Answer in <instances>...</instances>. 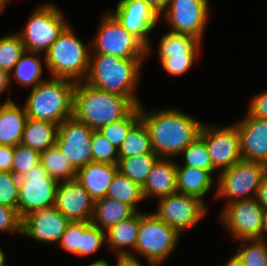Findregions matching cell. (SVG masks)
Returning <instances> with one entry per match:
<instances>
[{"instance_id":"1","label":"cell","mask_w":267,"mask_h":266,"mask_svg":"<svg viewBox=\"0 0 267 266\" xmlns=\"http://www.w3.org/2000/svg\"><path fill=\"white\" fill-rule=\"evenodd\" d=\"M139 111L140 119L149 130L152 150L160 158L179 156L200 135L203 123L181 110L146 113L140 104Z\"/></svg>"},{"instance_id":"2","label":"cell","mask_w":267,"mask_h":266,"mask_svg":"<svg viewBox=\"0 0 267 266\" xmlns=\"http://www.w3.org/2000/svg\"><path fill=\"white\" fill-rule=\"evenodd\" d=\"M140 104L139 99H127L79 81L74 89L72 116L99 131L107 124L127 117Z\"/></svg>"},{"instance_id":"3","label":"cell","mask_w":267,"mask_h":266,"mask_svg":"<svg viewBox=\"0 0 267 266\" xmlns=\"http://www.w3.org/2000/svg\"><path fill=\"white\" fill-rule=\"evenodd\" d=\"M145 59H121L113 55L91 53L89 70L84 80L88 85L115 93L127 99H137L134 94Z\"/></svg>"},{"instance_id":"4","label":"cell","mask_w":267,"mask_h":266,"mask_svg":"<svg viewBox=\"0 0 267 266\" xmlns=\"http://www.w3.org/2000/svg\"><path fill=\"white\" fill-rule=\"evenodd\" d=\"M76 82L52 78L31 89L24 105L28 118L60 125L73 115V94Z\"/></svg>"},{"instance_id":"5","label":"cell","mask_w":267,"mask_h":266,"mask_svg":"<svg viewBox=\"0 0 267 266\" xmlns=\"http://www.w3.org/2000/svg\"><path fill=\"white\" fill-rule=\"evenodd\" d=\"M90 52L68 25L43 55V61L52 78L79 82L88 74Z\"/></svg>"},{"instance_id":"6","label":"cell","mask_w":267,"mask_h":266,"mask_svg":"<svg viewBox=\"0 0 267 266\" xmlns=\"http://www.w3.org/2000/svg\"><path fill=\"white\" fill-rule=\"evenodd\" d=\"M180 234L154 213L140 212V226L134 251L151 266H158L175 249Z\"/></svg>"},{"instance_id":"7","label":"cell","mask_w":267,"mask_h":266,"mask_svg":"<svg viewBox=\"0 0 267 266\" xmlns=\"http://www.w3.org/2000/svg\"><path fill=\"white\" fill-rule=\"evenodd\" d=\"M68 25L57 6L43 4L34 10L18 34L25 51L45 54Z\"/></svg>"},{"instance_id":"8","label":"cell","mask_w":267,"mask_h":266,"mask_svg":"<svg viewBox=\"0 0 267 266\" xmlns=\"http://www.w3.org/2000/svg\"><path fill=\"white\" fill-rule=\"evenodd\" d=\"M91 45L94 53L113 55L121 59H145L148 56L147 47L129 33L110 12L102 17Z\"/></svg>"},{"instance_id":"9","label":"cell","mask_w":267,"mask_h":266,"mask_svg":"<svg viewBox=\"0 0 267 266\" xmlns=\"http://www.w3.org/2000/svg\"><path fill=\"white\" fill-rule=\"evenodd\" d=\"M266 175V165L241 160L219 173L215 197H227L226 203L255 198L257 189Z\"/></svg>"},{"instance_id":"10","label":"cell","mask_w":267,"mask_h":266,"mask_svg":"<svg viewBox=\"0 0 267 266\" xmlns=\"http://www.w3.org/2000/svg\"><path fill=\"white\" fill-rule=\"evenodd\" d=\"M59 182L51 178L41 163L19 179L18 215L53 207Z\"/></svg>"},{"instance_id":"11","label":"cell","mask_w":267,"mask_h":266,"mask_svg":"<svg viewBox=\"0 0 267 266\" xmlns=\"http://www.w3.org/2000/svg\"><path fill=\"white\" fill-rule=\"evenodd\" d=\"M263 210L255 198L238 200L226 203L220 218L234 239H261Z\"/></svg>"},{"instance_id":"12","label":"cell","mask_w":267,"mask_h":266,"mask_svg":"<svg viewBox=\"0 0 267 266\" xmlns=\"http://www.w3.org/2000/svg\"><path fill=\"white\" fill-rule=\"evenodd\" d=\"M93 131L73 116L58 125L55 145L76 171L92 162Z\"/></svg>"},{"instance_id":"13","label":"cell","mask_w":267,"mask_h":266,"mask_svg":"<svg viewBox=\"0 0 267 266\" xmlns=\"http://www.w3.org/2000/svg\"><path fill=\"white\" fill-rule=\"evenodd\" d=\"M207 213L205 203L197 197L174 193L159 198L155 215L179 233L194 227Z\"/></svg>"},{"instance_id":"14","label":"cell","mask_w":267,"mask_h":266,"mask_svg":"<svg viewBox=\"0 0 267 266\" xmlns=\"http://www.w3.org/2000/svg\"><path fill=\"white\" fill-rule=\"evenodd\" d=\"M199 136L205 141L215 170L221 172L243 160L239 133L235 124L218 129L203 123Z\"/></svg>"},{"instance_id":"15","label":"cell","mask_w":267,"mask_h":266,"mask_svg":"<svg viewBox=\"0 0 267 266\" xmlns=\"http://www.w3.org/2000/svg\"><path fill=\"white\" fill-rule=\"evenodd\" d=\"M208 0H170L163 19L171 25V32L187 34L202 42L209 16Z\"/></svg>"},{"instance_id":"16","label":"cell","mask_w":267,"mask_h":266,"mask_svg":"<svg viewBox=\"0 0 267 266\" xmlns=\"http://www.w3.org/2000/svg\"><path fill=\"white\" fill-rule=\"evenodd\" d=\"M115 11H109L131 34L138 38L150 53L149 33L156 27L159 15L144 0H119Z\"/></svg>"},{"instance_id":"17","label":"cell","mask_w":267,"mask_h":266,"mask_svg":"<svg viewBox=\"0 0 267 266\" xmlns=\"http://www.w3.org/2000/svg\"><path fill=\"white\" fill-rule=\"evenodd\" d=\"M70 221L56 208L30 212L22 218L21 234L43 243L60 241Z\"/></svg>"},{"instance_id":"18","label":"cell","mask_w":267,"mask_h":266,"mask_svg":"<svg viewBox=\"0 0 267 266\" xmlns=\"http://www.w3.org/2000/svg\"><path fill=\"white\" fill-rule=\"evenodd\" d=\"M56 207L70 222L91 221L94 201L77 179L59 182Z\"/></svg>"},{"instance_id":"19","label":"cell","mask_w":267,"mask_h":266,"mask_svg":"<svg viewBox=\"0 0 267 266\" xmlns=\"http://www.w3.org/2000/svg\"><path fill=\"white\" fill-rule=\"evenodd\" d=\"M243 160L267 166V120L247 115L235 124Z\"/></svg>"},{"instance_id":"20","label":"cell","mask_w":267,"mask_h":266,"mask_svg":"<svg viewBox=\"0 0 267 266\" xmlns=\"http://www.w3.org/2000/svg\"><path fill=\"white\" fill-rule=\"evenodd\" d=\"M117 171L118 165L91 162L76 171V179L96 202L106 197Z\"/></svg>"},{"instance_id":"21","label":"cell","mask_w":267,"mask_h":266,"mask_svg":"<svg viewBox=\"0 0 267 266\" xmlns=\"http://www.w3.org/2000/svg\"><path fill=\"white\" fill-rule=\"evenodd\" d=\"M144 198L158 199L177 193L176 163L172 158H160L149 172L142 185Z\"/></svg>"},{"instance_id":"22","label":"cell","mask_w":267,"mask_h":266,"mask_svg":"<svg viewBox=\"0 0 267 266\" xmlns=\"http://www.w3.org/2000/svg\"><path fill=\"white\" fill-rule=\"evenodd\" d=\"M139 226L140 211H137L131 217L122 220L117 225H113L105 231L106 244H108L111 249L113 248L112 250L116 252V256L140 262L133 252L131 254V252L127 250V247L132 250L135 249Z\"/></svg>"},{"instance_id":"23","label":"cell","mask_w":267,"mask_h":266,"mask_svg":"<svg viewBox=\"0 0 267 266\" xmlns=\"http://www.w3.org/2000/svg\"><path fill=\"white\" fill-rule=\"evenodd\" d=\"M24 106L19 107L11 98L0 104V145L16 146L21 143L27 121Z\"/></svg>"},{"instance_id":"24","label":"cell","mask_w":267,"mask_h":266,"mask_svg":"<svg viewBox=\"0 0 267 266\" xmlns=\"http://www.w3.org/2000/svg\"><path fill=\"white\" fill-rule=\"evenodd\" d=\"M177 193L194 196L204 202L202 197L212 189L213 179L209 171L176 164Z\"/></svg>"},{"instance_id":"25","label":"cell","mask_w":267,"mask_h":266,"mask_svg":"<svg viewBox=\"0 0 267 266\" xmlns=\"http://www.w3.org/2000/svg\"><path fill=\"white\" fill-rule=\"evenodd\" d=\"M135 212L129 205L109 197H103L101 200L94 202L91 223L106 231L111 226L131 217Z\"/></svg>"},{"instance_id":"26","label":"cell","mask_w":267,"mask_h":266,"mask_svg":"<svg viewBox=\"0 0 267 266\" xmlns=\"http://www.w3.org/2000/svg\"><path fill=\"white\" fill-rule=\"evenodd\" d=\"M57 134V124L27 118L21 144L41 153L55 145Z\"/></svg>"},{"instance_id":"27","label":"cell","mask_w":267,"mask_h":266,"mask_svg":"<svg viewBox=\"0 0 267 266\" xmlns=\"http://www.w3.org/2000/svg\"><path fill=\"white\" fill-rule=\"evenodd\" d=\"M159 58H169L172 55H198L201 41L194 36L167 32L160 39Z\"/></svg>"},{"instance_id":"28","label":"cell","mask_w":267,"mask_h":266,"mask_svg":"<svg viewBox=\"0 0 267 266\" xmlns=\"http://www.w3.org/2000/svg\"><path fill=\"white\" fill-rule=\"evenodd\" d=\"M106 197L129 205L136 212L138 211L137 204L145 199L142 186L132 181L119 170L116 172L112 183L108 187Z\"/></svg>"},{"instance_id":"29","label":"cell","mask_w":267,"mask_h":266,"mask_svg":"<svg viewBox=\"0 0 267 266\" xmlns=\"http://www.w3.org/2000/svg\"><path fill=\"white\" fill-rule=\"evenodd\" d=\"M143 154H156L151 147L147 126L140 119L128 132L127 137L118 149L119 158L134 157Z\"/></svg>"},{"instance_id":"30","label":"cell","mask_w":267,"mask_h":266,"mask_svg":"<svg viewBox=\"0 0 267 266\" xmlns=\"http://www.w3.org/2000/svg\"><path fill=\"white\" fill-rule=\"evenodd\" d=\"M40 163L49 176L57 182L76 179V170L56 145L40 153Z\"/></svg>"},{"instance_id":"31","label":"cell","mask_w":267,"mask_h":266,"mask_svg":"<svg viewBox=\"0 0 267 266\" xmlns=\"http://www.w3.org/2000/svg\"><path fill=\"white\" fill-rule=\"evenodd\" d=\"M160 159L157 154H143L134 157L119 158L118 170L132 181L143 185L153 168Z\"/></svg>"},{"instance_id":"32","label":"cell","mask_w":267,"mask_h":266,"mask_svg":"<svg viewBox=\"0 0 267 266\" xmlns=\"http://www.w3.org/2000/svg\"><path fill=\"white\" fill-rule=\"evenodd\" d=\"M36 56H35V55ZM29 55V56H27ZM42 61L40 57L34 52L25 51L18 63L14 67V77L21 85L29 86L33 85L32 88L37 86L39 83L45 81L41 78L42 74Z\"/></svg>"},{"instance_id":"33","label":"cell","mask_w":267,"mask_h":266,"mask_svg":"<svg viewBox=\"0 0 267 266\" xmlns=\"http://www.w3.org/2000/svg\"><path fill=\"white\" fill-rule=\"evenodd\" d=\"M24 52V45L18 32L0 37V69L10 74V81L12 71Z\"/></svg>"},{"instance_id":"34","label":"cell","mask_w":267,"mask_h":266,"mask_svg":"<svg viewBox=\"0 0 267 266\" xmlns=\"http://www.w3.org/2000/svg\"><path fill=\"white\" fill-rule=\"evenodd\" d=\"M241 247L237 248L234 256L245 266H267V241L261 239L241 240ZM246 241V242H245ZM247 242H250L247 246Z\"/></svg>"},{"instance_id":"35","label":"cell","mask_w":267,"mask_h":266,"mask_svg":"<svg viewBox=\"0 0 267 266\" xmlns=\"http://www.w3.org/2000/svg\"><path fill=\"white\" fill-rule=\"evenodd\" d=\"M140 120L139 106H137L127 117L107 124L99 132L117 149L127 137L130 129Z\"/></svg>"},{"instance_id":"36","label":"cell","mask_w":267,"mask_h":266,"mask_svg":"<svg viewBox=\"0 0 267 266\" xmlns=\"http://www.w3.org/2000/svg\"><path fill=\"white\" fill-rule=\"evenodd\" d=\"M179 155L184 156L183 158L185 159V162H183V166L204 169L211 174L216 171L213 168L205 141L200 136H198Z\"/></svg>"},{"instance_id":"37","label":"cell","mask_w":267,"mask_h":266,"mask_svg":"<svg viewBox=\"0 0 267 266\" xmlns=\"http://www.w3.org/2000/svg\"><path fill=\"white\" fill-rule=\"evenodd\" d=\"M40 163V152L31 149L23 144L14 146V155L12 161V173L21 178L32 167Z\"/></svg>"},{"instance_id":"38","label":"cell","mask_w":267,"mask_h":266,"mask_svg":"<svg viewBox=\"0 0 267 266\" xmlns=\"http://www.w3.org/2000/svg\"><path fill=\"white\" fill-rule=\"evenodd\" d=\"M92 162L117 165L119 161L118 149L112 145L99 131L91 135Z\"/></svg>"},{"instance_id":"39","label":"cell","mask_w":267,"mask_h":266,"mask_svg":"<svg viewBox=\"0 0 267 266\" xmlns=\"http://www.w3.org/2000/svg\"><path fill=\"white\" fill-rule=\"evenodd\" d=\"M105 243V231L93 225L91 221H83V235H81V256L95 253Z\"/></svg>"},{"instance_id":"40","label":"cell","mask_w":267,"mask_h":266,"mask_svg":"<svg viewBox=\"0 0 267 266\" xmlns=\"http://www.w3.org/2000/svg\"><path fill=\"white\" fill-rule=\"evenodd\" d=\"M19 179L12 172H0V204L14 208L17 213Z\"/></svg>"},{"instance_id":"41","label":"cell","mask_w":267,"mask_h":266,"mask_svg":"<svg viewBox=\"0 0 267 266\" xmlns=\"http://www.w3.org/2000/svg\"><path fill=\"white\" fill-rule=\"evenodd\" d=\"M81 235H83V221L70 222L58 244L64 251L81 256Z\"/></svg>"},{"instance_id":"42","label":"cell","mask_w":267,"mask_h":266,"mask_svg":"<svg viewBox=\"0 0 267 266\" xmlns=\"http://www.w3.org/2000/svg\"><path fill=\"white\" fill-rule=\"evenodd\" d=\"M198 55H172L169 58H159L163 69L172 76H179L187 72L194 64Z\"/></svg>"},{"instance_id":"43","label":"cell","mask_w":267,"mask_h":266,"mask_svg":"<svg viewBox=\"0 0 267 266\" xmlns=\"http://www.w3.org/2000/svg\"><path fill=\"white\" fill-rule=\"evenodd\" d=\"M21 223L22 219L14 208L0 204V231L21 234Z\"/></svg>"},{"instance_id":"44","label":"cell","mask_w":267,"mask_h":266,"mask_svg":"<svg viewBox=\"0 0 267 266\" xmlns=\"http://www.w3.org/2000/svg\"><path fill=\"white\" fill-rule=\"evenodd\" d=\"M248 114L267 120V91L257 94L251 101Z\"/></svg>"},{"instance_id":"45","label":"cell","mask_w":267,"mask_h":266,"mask_svg":"<svg viewBox=\"0 0 267 266\" xmlns=\"http://www.w3.org/2000/svg\"><path fill=\"white\" fill-rule=\"evenodd\" d=\"M14 146L0 145V172H12Z\"/></svg>"},{"instance_id":"46","label":"cell","mask_w":267,"mask_h":266,"mask_svg":"<svg viewBox=\"0 0 267 266\" xmlns=\"http://www.w3.org/2000/svg\"><path fill=\"white\" fill-rule=\"evenodd\" d=\"M255 199L263 208H267V175L260 183L255 195Z\"/></svg>"},{"instance_id":"47","label":"cell","mask_w":267,"mask_h":266,"mask_svg":"<svg viewBox=\"0 0 267 266\" xmlns=\"http://www.w3.org/2000/svg\"><path fill=\"white\" fill-rule=\"evenodd\" d=\"M160 16L164 13L170 3V0H144Z\"/></svg>"},{"instance_id":"48","label":"cell","mask_w":267,"mask_h":266,"mask_svg":"<svg viewBox=\"0 0 267 266\" xmlns=\"http://www.w3.org/2000/svg\"><path fill=\"white\" fill-rule=\"evenodd\" d=\"M10 83V74L0 69V93L2 94L9 86Z\"/></svg>"},{"instance_id":"49","label":"cell","mask_w":267,"mask_h":266,"mask_svg":"<svg viewBox=\"0 0 267 266\" xmlns=\"http://www.w3.org/2000/svg\"><path fill=\"white\" fill-rule=\"evenodd\" d=\"M116 266H143V264H141V262L133 261L130 259H123L122 257L117 256Z\"/></svg>"},{"instance_id":"50","label":"cell","mask_w":267,"mask_h":266,"mask_svg":"<svg viewBox=\"0 0 267 266\" xmlns=\"http://www.w3.org/2000/svg\"><path fill=\"white\" fill-rule=\"evenodd\" d=\"M264 232H267V208L263 210V218H262V238L264 239Z\"/></svg>"},{"instance_id":"51","label":"cell","mask_w":267,"mask_h":266,"mask_svg":"<svg viewBox=\"0 0 267 266\" xmlns=\"http://www.w3.org/2000/svg\"><path fill=\"white\" fill-rule=\"evenodd\" d=\"M223 266H245L240 260L235 256H232L229 261Z\"/></svg>"},{"instance_id":"52","label":"cell","mask_w":267,"mask_h":266,"mask_svg":"<svg viewBox=\"0 0 267 266\" xmlns=\"http://www.w3.org/2000/svg\"><path fill=\"white\" fill-rule=\"evenodd\" d=\"M88 266H110V265L106 260L100 259V260H96L95 262H92Z\"/></svg>"},{"instance_id":"53","label":"cell","mask_w":267,"mask_h":266,"mask_svg":"<svg viewBox=\"0 0 267 266\" xmlns=\"http://www.w3.org/2000/svg\"><path fill=\"white\" fill-rule=\"evenodd\" d=\"M5 254L2 251V249L0 248V266H7L6 265V261H5Z\"/></svg>"},{"instance_id":"54","label":"cell","mask_w":267,"mask_h":266,"mask_svg":"<svg viewBox=\"0 0 267 266\" xmlns=\"http://www.w3.org/2000/svg\"><path fill=\"white\" fill-rule=\"evenodd\" d=\"M7 2H9V0H0V11H2L6 4H8Z\"/></svg>"}]
</instances>
